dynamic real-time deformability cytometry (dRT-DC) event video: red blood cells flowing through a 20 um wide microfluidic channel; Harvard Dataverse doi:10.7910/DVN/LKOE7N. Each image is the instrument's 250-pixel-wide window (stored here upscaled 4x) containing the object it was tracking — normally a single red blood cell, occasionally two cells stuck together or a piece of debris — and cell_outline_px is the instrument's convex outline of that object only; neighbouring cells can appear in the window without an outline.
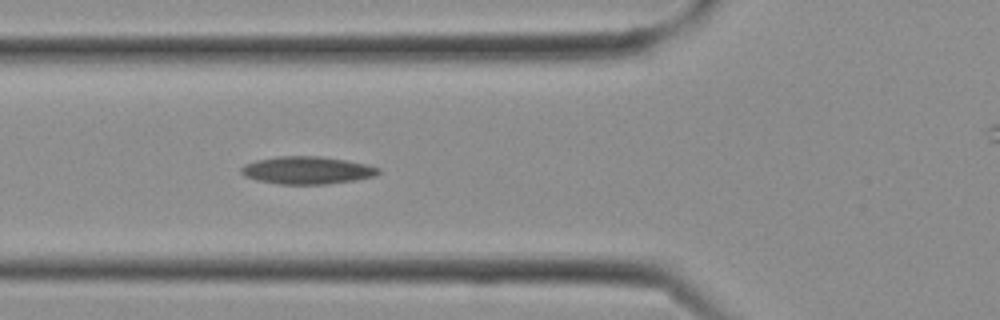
{"species": "Egyptian fruit bat (a non-hibernating species)", "species_latin": "Rousettus aegyptiacus", "temperature_condition": "cold", "stored_images_in_passage": 9, "camera_frame_rate_fps": 3000, "um_per_image_px": 0.085, "frame": {"image": 1, "passage_image": 9, "time_ms": 2.667, "image_size_px": [1000, 320], "cell_outline_px": [[380, 172], [376, 176], [356, 180], [324, 184], [280, 184], [256, 180], [244, 176], [240, 172], [240, 168], [244, 164], [256, 160], [280, 156], [320, 156], [368, 164], [380, 168]], "centroid_in_image_um": [26.1, 14.47], "position_along_channel_um": 99.7, "area_um2": 22.14}}